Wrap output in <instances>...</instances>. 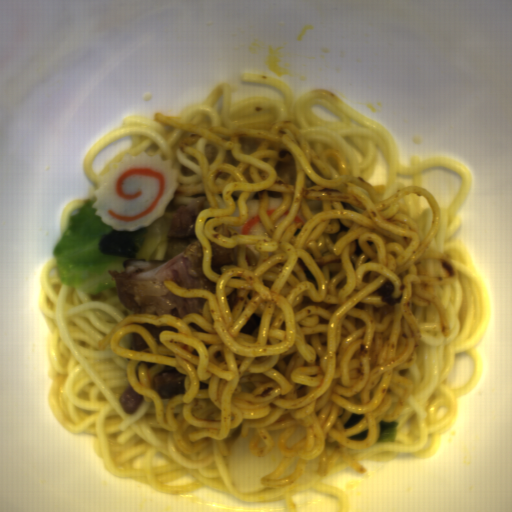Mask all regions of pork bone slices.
I'll list each match as a JSON object with an SVG mask.
<instances>
[{"instance_id":"pork-bone-slices-1","label":"pork bone slices","mask_w":512,"mask_h":512,"mask_svg":"<svg viewBox=\"0 0 512 512\" xmlns=\"http://www.w3.org/2000/svg\"><path fill=\"white\" fill-rule=\"evenodd\" d=\"M205 205L189 202L172 216L165 259L141 269L108 271L117 300L130 314L175 316L183 319L202 312L203 297L174 296L165 282L188 290L213 292L217 283L204 272L202 248L196 235V222Z\"/></svg>"}]
</instances>
